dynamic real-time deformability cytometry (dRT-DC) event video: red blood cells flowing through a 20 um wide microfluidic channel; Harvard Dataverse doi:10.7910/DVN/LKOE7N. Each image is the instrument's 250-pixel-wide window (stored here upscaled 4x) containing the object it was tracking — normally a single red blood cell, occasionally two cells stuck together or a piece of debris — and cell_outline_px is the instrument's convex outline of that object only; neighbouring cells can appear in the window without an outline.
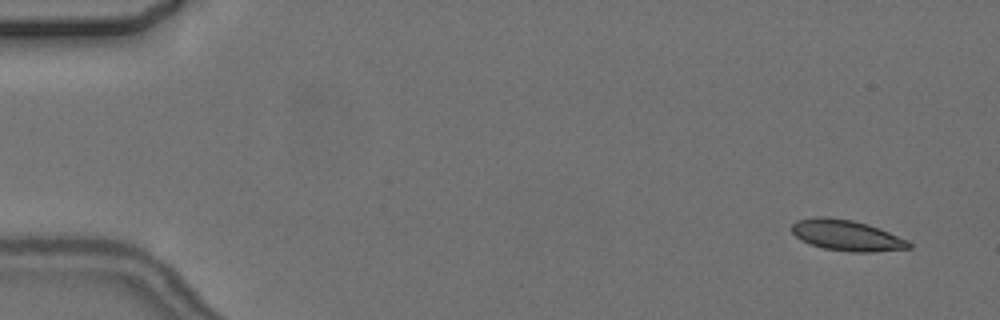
{"species": "common noctule bat (a hibernating species)", "species_latin": "Nyctalus noctula", "temperature_condition": "cold", "stored_images_in_passage": 5, "camera_frame_rate_fps": 3000, "um_per_image_px": 0.085, "animal": {"sex": "female", "body_mass_g": 24.6, "forearm_length_mm": 56.2}, "frame": {"image": 1, "passage_image": 1, "time_ms": 0.0, "image_size_px": [1000, 320], "cell_outline_px": [[912, 248], [876, 252], [848, 252], [824, 248], [800, 240], [792, 232], [792, 224], [796, 220], [816, 216], [824, 216], [852, 220], [868, 224], [880, 228], [908, 240], [912, 244]], "centroid_in_image_um": [71.99, 20.0], "position_along_channel_um": 13.0, "area_um2": 21.21}}
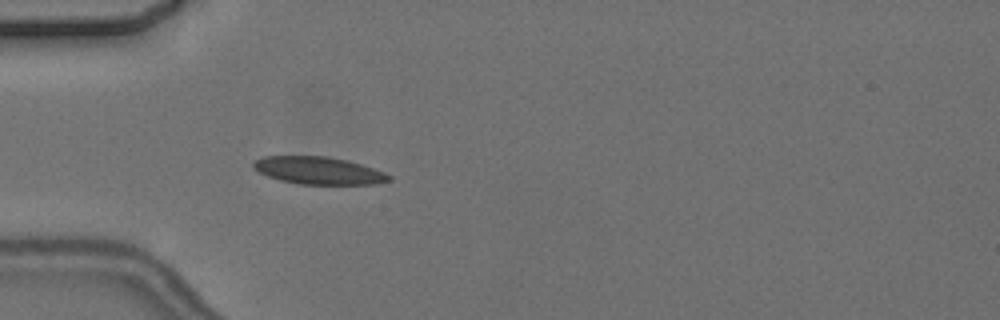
{"frame": {"image": 2, "passage_image": 5, "time_ms": 4.667, "image_size_px": [1000, 320], "cell_outline_px": [[392, 180], [376, 184], [300, 184], [280, 180], [268, 176], [252, 168], [252, 164], [256, 160], [264, 156], [328, 156], [348, 160], [384, 172], [392, 176]], "centroid_in_image_um": [27.09, 14.49], "position_along_channel_um": 57.9, "area_um2": 21.68}}